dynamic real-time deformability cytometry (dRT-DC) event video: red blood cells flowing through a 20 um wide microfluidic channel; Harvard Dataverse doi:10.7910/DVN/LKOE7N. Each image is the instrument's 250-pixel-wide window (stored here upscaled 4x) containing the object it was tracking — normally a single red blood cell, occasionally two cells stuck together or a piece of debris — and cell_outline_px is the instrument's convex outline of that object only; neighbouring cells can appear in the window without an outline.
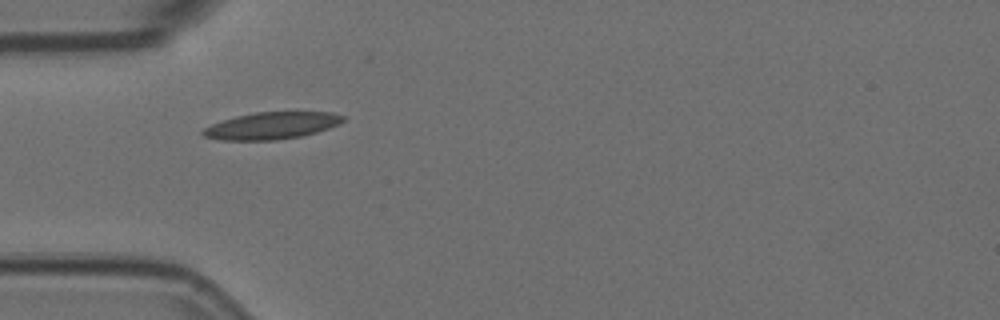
{"species": "Egyptian fruit bat (a non-hibernating species)", "species_latin": "Rousettus aegyptiacus", "temperature_condition": "room temperature", "stored_images_in_passage": 12, "camera_frame_rate_fps": 3000, "um_per_image_px": 0.085, "animal": {"sex": "female"}, "frame": {"image": 1, "passage_image": 2, "time_ms": 0.333, "image_size_px": [1000, 320], "cell_outline_px": [[344, 120], [340, 124], [316, 132], [300, 136], [276, 140], [220, 140], [204, 136], [200, 132], [204, 128], [212, 124], [236, 116], [256, 112], [332, 112], [344, 116]], "centroid_in_image_um": [23.09, 10.68], "position_along_channel_um": 61.9, "area_um2": 21.91}}
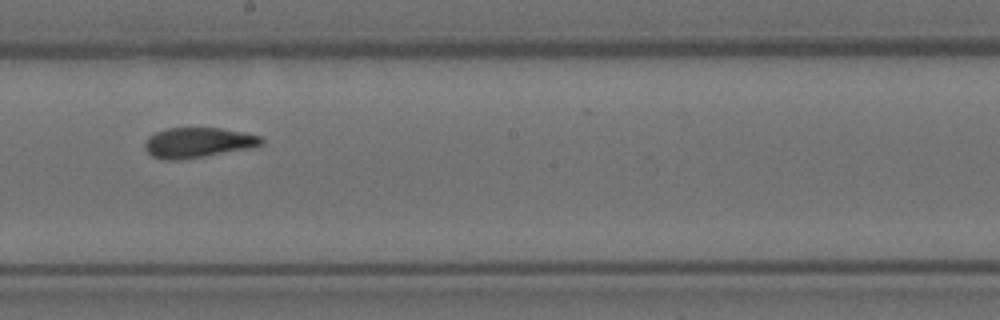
{"frame": {"image": 2, "passage_image": 6, "time_ms": 1.667, "image_size_px": [1000, 320], "cell_outline_px": [[264, 144], [252, 148], [180, 160], [164, 160], [152, 156], [144, 148], [144, 144], [148, 136], [156, 132], [168, 128], [220, 128], [244, 132], [260, 136], [264, 140]], "centroid_in_image_um": [16.84, 12.12], "position_along_channel_um": 231.4, "area_um2": 20.58}}
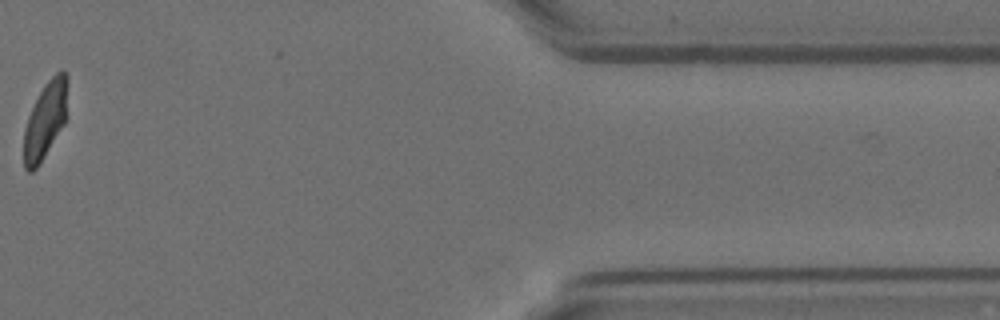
{"frame": {"image": 3, "passage_image": 11, "time_ms": 3.333, "image_size_px": [1000, 320], "cell_outline_px": [[68, 84], [64, 124], [44, 156], [36, 168], [32, 172], [28, 172], [24, 168], [24, 128], [28, 116], [44, 84], [60, 68], [68, 76]], "centroid_in_image_um": [3.85, 10.18], "position_along_channel_um": 407.6, "area_um2": 19.36}}